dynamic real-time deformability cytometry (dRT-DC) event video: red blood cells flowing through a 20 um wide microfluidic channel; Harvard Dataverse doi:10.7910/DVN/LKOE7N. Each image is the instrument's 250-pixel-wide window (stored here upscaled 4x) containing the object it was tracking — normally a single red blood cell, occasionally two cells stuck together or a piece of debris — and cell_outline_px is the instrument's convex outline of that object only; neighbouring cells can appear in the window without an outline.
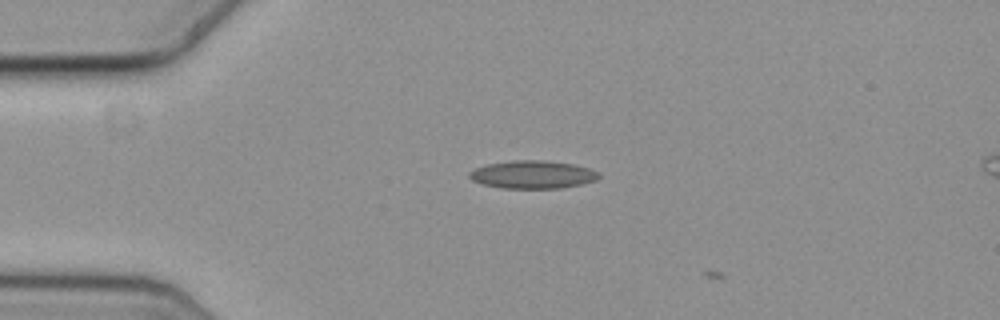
{"species": "common noctule bat (a hibernating species)", "species_latin": "Nyctalus noctula", "temperature_condition": "cold", "stored_images_in_passage": 4, "camera_frame_rate_fps": 3000, "um_per_image_px": 0.085, "animal": {"sex": "female", "body_mass_g": 19.3, "forearm_length_mm": 54.1}, "frame": {"image": 1, "passage_image": 3, "time_ms": 0.667, "image_size_px": [1000, 320], "cell_outline_px": [[600, 176], [596, 180], [580, 184], [560, 188], [500, 188], [484, 184], [472, 180], [468, 176], [468, 172], [476, 168], [488, 164], [512, 160], [544, 160], [572, 164], [588, 168], [600, 172]], "centroid_in_image_um": [45.27, 14.83], "position_along_channel_um": 39.7, "area_um2": 20.98}}